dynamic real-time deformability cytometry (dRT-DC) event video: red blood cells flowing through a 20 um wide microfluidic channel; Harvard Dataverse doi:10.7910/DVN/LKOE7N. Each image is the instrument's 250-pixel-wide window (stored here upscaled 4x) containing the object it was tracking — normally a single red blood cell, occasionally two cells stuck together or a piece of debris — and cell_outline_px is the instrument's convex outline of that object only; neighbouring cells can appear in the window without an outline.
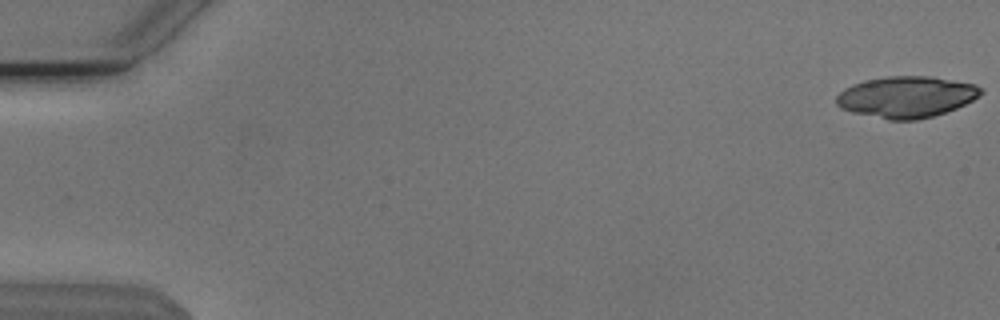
{"species": "Egyptian fruit bat (a non-hibernating species)", "species_latin": "Rousettus aegyptiacus", "temperature_condition": "cold", "stored_images_in_passage": 54, "camera_frame_rate_fps": 3000, "um_per_image_px": 0.085, "animal": {"sex": "male"}, "frame": {"image": 1, "passage_image": 1, "time_ms": 0.0, "image_size_px": [1000, 320], "cell_outline_px": [[984, 92], [980, 96], [956, 108], [932, 116], [916, 120], [888, 120], [852, 112], [840, 108], [836, 104], [836, 96], [844, 88], [852, 84], [864, 80], [888, 76], [928, 76], [976, 84], [984, 88]], "centroid_in_image_um": [77.04, 8.23], "position_along_channel_um": 8.0, "area_um2": 34.91}}
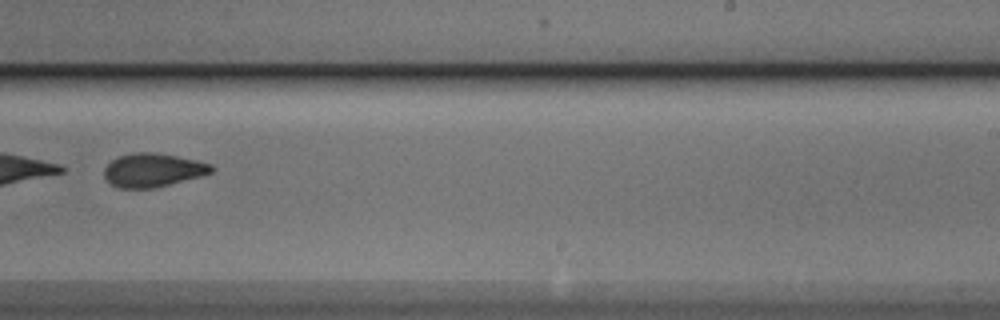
{"frame": {"image": 2, "passage_image": 35, "time_ms": 11.333, "image_size_px": [1000, 320], "cell_outline_px": [[216, 168], [212, 172], [200, 176], [152, 188], [120, 188], [112, 184], [104, 176], [104, 168], [112, 160], [120, 156], [132, 152], [156, 152], [196, 160], [212, 164]], "centroid_in_image_um": [13.0, 14.44], "position_along_channel_um": 276.0, "area_um2": 20.81}}